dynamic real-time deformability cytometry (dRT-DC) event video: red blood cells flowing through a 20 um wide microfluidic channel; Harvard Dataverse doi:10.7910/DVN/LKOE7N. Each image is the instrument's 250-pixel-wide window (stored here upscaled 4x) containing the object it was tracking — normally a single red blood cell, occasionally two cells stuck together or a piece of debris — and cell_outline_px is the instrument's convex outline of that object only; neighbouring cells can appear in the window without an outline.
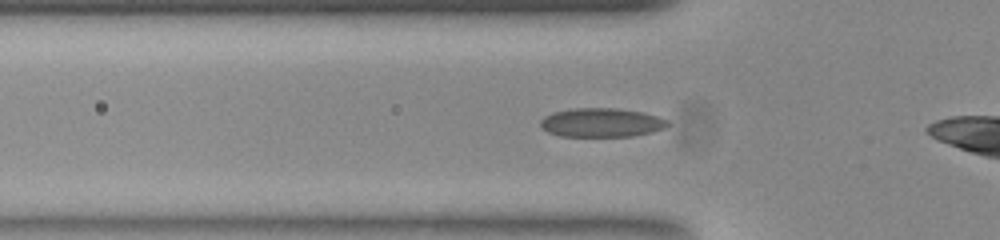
{"species": "common noctule bat (a hibernating species)", "species_latin": "Nyctalus noctula", "temperature_condition": "room temperature", "stored_images_in_passage": 35, "camera_frame_rate_fps": 3000, "um_per_image_px": 0.085, "animal": {"sex": "female", "body_mass_g": 23.0, "forearm_length_mm": 53.4}, "frame": {"image": 1, "passage_image": 7, "time_ms": 2.0, "image_size_px": [1000, 240], "cell_outline_px": [[668, 124], [664, 128], [652, 132], [632, 136], [560, 136], [548, 132], [540, 124], [540, 120], [544, 116], [552, 112], [572, 108], [616, 108], [644, 112], [660, 116], [668, 120]], "centroid_in_image_um": [51.14, 10.41], "position_along_channel_um": 74.7, "area_um2": 21.56}}
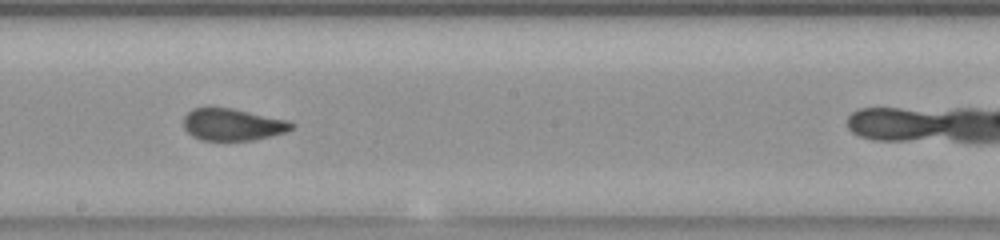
{"frame": {"image": 2, "passage_image": 19, "time_ms": 6.0, "image_size_px": [1000, 240], "cell_outline_px": [[296, 124], [292, 128], [284, 132], [252, 140], [200, 140], [192, 136], [184, 128], [184, 116], [192, 108], [208, 104], [212, 104], [232, 108], [288, 120]], "centroid_in_image_um": [19.7, 10.54], "position_along_channel_um": 228.5, "area_um2": 20.58}}
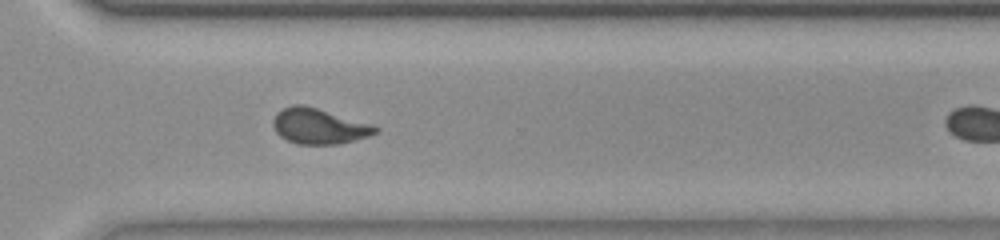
{"frame": {"image": 3, "passage_image": 28, "time_ms": 9.0, "image_size_px": [1000, 240], "cell_outline_px": [[380, 128], [376, 132], [368, 136], [340, 144], [296, 144], [280, 136], [276, 132], [272, 124], [272, 120], [276, 112], [292, 104], [304, 104], [372, 124]], "centroid_in_image_um": [27.08, 10.72], "position_along_channel_um": 343.5, "area_um2": 21.21}, "authors_computed_cell_mechanics": {"area_um2": 21.1548, "velocity_mm_per_s": 3.8316, "shape_relaxation_time_tau1_ms": 8.849, "shape_relaxation_time_tau2_ms": 0.9734, "deformation_change_tau1": 0.2078, "deformation_change_tau2": 0.0701}}